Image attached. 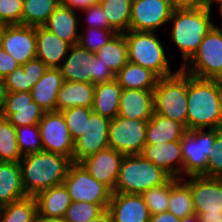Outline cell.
<instances>
[{
  "mask_svg": "<svg viewBox=\"0 0 222 222\" xmlns=\"http://www.w3.org/2000/svg\"><path fill=\"white\" fill-rule=\"evenodd\" d=\"M187 131L222 129V80L187 73Z\"/></svg>",
  "mask_w": 222,
  "mask_h": 222,
  "instance_id": "6da1fadb",
  "label": "cell"
},
{
  "mask_svg": "<svg viewBox=\"0 0 222 222\" xmlns=\"http://www.w3.org/2000/svg\"><path fill=\"white\" fill-rule=\"evenodd\" d=\"M73 160L52 152L41 151L22 156V185L27 196L63 184Z\"/></svg>",
  "mask_w": 222,
  "mask_h": 222,
  "instance_id": "7a4b0ae2",
  "label": "cell"
},
{
  "mask_svg": "<svg viewBox=\"0 0 222 222\" xmlns=\"http://www.w3.org/2000/svg\"><path fill=\"white\" fill-rule=\"evenodd\" d=\"M211 12L206 8H174L169 20L173 22L170 39L182 53V65L196 53L203 38L214 26Z\"/></svg>",
  "mask_w": 222,
  "mask_h": 222,
  "instance_id": "3957f363",
  "label": "cell"
},
{
  "mask_svg": "<svg viewBox=\"0 0 222 222\" xmlns=\"http://www.w3.org/2000/svg\"><path fill=\"white\" fill-rule=\"evenodd\" d=\"M156 32L128 30L124 32L128 48V60L154 72L159 78L175 74L166 56L164 43Z\"/></svg>",
  "mask_w": 222,
  "mask_h": 222,
  "instance_id": "277c9868",
  "label": "cell"
},
{
  "mask_svg": "<svg viewBox=\"0 0 222 222\" xmlns=\"http://www.w3.org/2000/svg\"><path fill=\"white\" fill-rule=\"evenodd\" d=\"M170 176L142 155H124L113 193L142 194Z\"/></svg>",
  "mask_w": 222,
  "mask_h": 222,
  "instance_id": "5b68a950",
  "label": "cell"
},
{
  "mask_svg": "<svg viewBox=\"0 0 222 222\" xmlns=\"http://www.w3.org/2000/svg\"><path fill=\"white\" fill-rule=\"evenodd\" d=\"M154 94V113L182 123L187 129V73L181 68L159 78Z\"/></svg>",
  "mask_w": 222,
  "mask_h": 222,
  "instance_id": "8992f818",
  "label": "cell"
},
{
  "mask_svg": "<svg viewBox=\"0 0 222 222\" xmlns=\"http://www.w3.org/2000/svg\"><path fill=\"white\" fill-rule=\"evenodd\" d=\"M60 71L64 81L87 82L93 85L113 81L115 74L95 53L79 44L72 45Z\"/></svg>",
  "mask_w": 222,
  "mask_h": 222,
  "instance_id": "52a82bcc",
  "label": "cell"
},
{
  "mask_svg": "<svg viewBox=\"0 0 222 222\" xmlns=\"http://www.w3.org/2000/svg\"><path fill=\"white\" fill-rule=\"evenodd\" d=\"M180 68L200 79L222 80V30L214 24L196 53Z\"/></svg>",
  "mask_w": 222,
  "mask_h": 222,
  "instance_id": "ba28073f",
  "label": "cell"
},
{
  "mask_svg": "<svg viewBox=\"0 0 222 222\" xmlns=\"http://www.w3.org/2000/svg\"><path fill=\"white\" fill-rule=\"evenodd\" d=\"M182 180L189 186L193 207L200 222L222 219V177L202 175Z\"/></svg>",
  "mask_w": 222,
  "mask_h": 222,
  "instance_id": "9c48e42d",
  "label": "cell"
},
{
  "mask_svg": "<svg viewBox=\"0 0 222 222\" xmlns=\"http://www.w3.org/2000/svg\"><path fill=\"white\" fill-rule=\"evenodd\" d=\"M214 140L215 129H193L185 133L181 139L183 178L207 176L209 153L216 149Z\"/></svg>",
  "mask_w": 222,
  "mask_h": 222,
  "instance_id": "30bf717a",
  "label": "cell"
},
{
  "mask_svg": "<svg viewBox=\"0 0 222 222\" xmlns=\"http://www.w3.org/2000/svg\"><path fill=\"white\" fill-rule=\"evenodd\" d=\"M63 184L74 202L100 204L107 209L113 191L95 180L81 163L73 162Z\"/></svg>",
  "mask_w": 222,
  "mask_h": 222,
  "instance_id": "8fae6325",
  "label": "cell"
},
{
  "mask_svg": "<svg viewBox=\"0 0 222 222\" xmlns=\"http://www.w3.org/2000/svg\"><path fill=\"white\" fill-rule=\"evenodd\" d=\"M146 125V120L116 116L109 124V147L123 155H141L146 144Z\"/></svg>",
  "mask_w": 222,
  "mask_h": 222,
  "instance_id": "7c38bea8",
  "label": "cell"
},
{
  "mask_svg": "<svg viewBox=\"0 0 222 222\" xmlns=\"http://www.w3.org/2000/svg\"><path fill=\"white\" fill-rule=\"evenodd\" d=\"M173 0H132L129 30L155 32L174 10Z\"/></svg>",
  "mask_w": 222,
  "mask_h": 222,
  "instance_id": "4fadbf2b",
  "label": "cell"
},
{
  "mask_svg": "<svg viewBox=\"0 0 222 222\" xmlns=\"http://www.w3.org/2000/svg\"><path fill=\"white\" fill-rule=\"evenodd\" d=\"M38 127L43 151L60 154L73 160L74 141L61 111L45 112Z\"/></svg>",
  "mask_w": 222,
  "mask_h": 222,
  "instance_id": "5bb4252c",
  "label": "cell"
},
{
  "mask_svg": "<svg viewBox=\"0 0 222 222\" xmlns=\"http://www.w3.org/2000/svg\"><path fill=\"white\" fill-rule=\"evenodd\" d=\"M110 119L92 112L85 133L74 141L73 162L80 163L83 159L109 147L108 132Z\"/></svg>",
  "mask_w": 222,
  "mask_h": 222,
  "instance_id": "9a60e30c",
  "label": "cell"
},
{
  "mask_svg": "<svg viewBox=\"0 0 222 222\" xmlns=\"http://www.w3.org/2000/svg\"><path fill=\"white\" fill-rule=\"evenodd\" d=\"M45 111L33 101L31 92H8L0 115L15 127L38 125Z\"/></svg>",
  "mask_w": 222,
  "mask_h": 222,
  "instance_id": "2e32d148",
  "label": "cell"
},
{
  "mask_svg": "<svg viewBox=\"0 0 222 222\" xmlns=\"http://www.w3.org/2000/svg\"><path fill=\"white\" fill-rule=\"evenodd\" d=\"M1 47L20 65L36 58V27L6 25L1 37Z\"/></svg>",
  "mask_w": 222,
  "mask_h": 222,
  "instance_id": "e0dca14e",
  "label": "cell"
},
{
  "mask_svg": "<svg viewBox=\"0 0 222 222\" xmlns=\"http://www.w3.org/2000/svg\"><path fill=\"white\" fill-rule=\"evenodd\" d=\"M123 157L124 155L117 150L107 147L83 159L80 163L95 180L104 183L114 191Z\"/></svg>",
  "mask_w": 222,
  "mask_h": 222,
  "instance_id": "ac0fdd59",
  "label": "cell"
},
{
  "mask_svg": "<svg viewBox=\"0 0 222 222\" xmlns=\"http://www.w3.org/2000/svg\"><path fill=\"white\" fill-rule=\"evenodd\" d=\"M141 155L165 171L171 178H183L181 141L145 144Z\"/></svg>",
  "mask_w": 222,
  "mask_h": 222,
  "instance_id": "d6986e66",
  "label": "cell"
},
{
  "mask_svg": "<svg viewBox=\"0 0 222 222\" xmlns=\"http://www.w3.org/2000/svg\"><path fill=\"white\" fill-rule=\"evenodd\" d=\"M107 210L113 222H149L151 217L141 194L112 193Z\"/></svg>",
  "mask_w": 222,
  "mask_h": 222,
  "instance_id": "ffe728a7",
  "label": "cell"
},
{
  "mask_svg": "<svg viewBox=\"0 0 222 222\" xmlns=\"http://www.w3.org/2000/svg\"><path fill=\"white\" fill-rule=\"evenodd\" d=\"M154 114L152 90L123 89L119 100L118 116L127 119L150 120Z\"/></svg>",
  "mask_w": 222,
  "mask_h": 222,
  "instance_id": "44dd1931",
  "label": "cell"
},
{
  "mask_svg": "<svg viewBox=\"0 0 222 222\" xmlns=\"http://www.w3.org/2000/svg\"><path fill=\"white\" fill-rule=\"evenodd\" d=\"M71 46L43 26H36V57L47 68L59 69Z\"/></svg>",
  "mask_w": 222,
  "mask_h": 222,
  "instance_id": "7402d4cb",
  "label": "cell"
},
{
  "mask_svg": "<svg viewBox=\"0 0 222 222\" xmlns=\"http://www.w3.org/2000/svg\"><path fill=\"white\" fill-rule=\"evenodd\" d=\"M79 14L61 3L51 13L43 27L71 45L78 44L80 34L78 27L82 21Z\"/></svg>",
  "mask_w": 222,
  "mask_h": 222,
  "instance_id": "603a6c76",
  "label": "cell"
},
{
  "mask_svg": "<svg viewBox=\"0 0 222 222\" xmlns=\"http://www.w3.org/2000/svg\"><path fill=\"white\" fill-rule=\"evenodd\" d=\"M63 82L60 69L48 68L30 91L33 101L45 112L56 111L57 95Z\"/></svg>",
  "mask_w": 222,
  "mask_h": 222,
  "instance_id": "cb8c5ba5",
  "label": "cell"
},
{
  "mask_svg": "<svg viewBox=\"0 0 222 222\" xmlns=\"http://www.w3.org/2000/svg\"><path fill=\"white\" fill-rule=\"evenodd\" d=\"M186 132L182 123L154 113L147 121L146 144L181 141Z\"/></svg>",
  "mask_w": 222,
  "mask_h": 222,
  "instance_id": "d4e9b609",
  "label": "cell"
},
{
  "mask_svg": "<svg viewBox=\"0 0 222 222\" xmlns=\"http://www.w3.org/2000/svg\"><path fill=\"white\" fill-rule=\"evenodd\" d=\"M47 69L45 63L37 57L20 65L4 78L8 92H30Z\"/></svg>",
  "mask_w": 222,
  "mask_h": 222,
  "instance_id": "484cf974",
  "label": "cell"
},
{
  "mask_svg": "<svg viewBox=\"0 0 222 222\" xmlns=\"http://www.w3.org/2000/svg\"><path fill=\"white\" fill-rule=\"evenodd\" d=\"M94 90L92 83L64 81L57 95L56 111L77 106L92 108Z\"/></svg>",
  "mask_w": 222,
  "mask_h": 222,
  "instance_id": "4316f807",
  "label": "cell"
},
{
  "mask_svg": "<svg viewBox=\"0 0 222 222\" xmlns=\"http://www.w3.org/2000/svg\"><path fill=\"white\" fill-rule=\"evenodd\" d=\"M19 163L0 162V207L26 197Z\"/></svg>",
  "mask_w": 222,
  "mask_h": 222,
  "instance_id": "83f0119b",
  "label": "cell"
},
{
  "mask_svg": "<svg viewBox=\"0 0 222 222\" xmlns=\"http://www.w3.org/2000/svg\"><path fill=\"white\" fill-rule=\"evenodd\" d=\"M35 199L39 214L58 218L64 217L67 208L72 203L64 184L39 192Z\"/></svg>",
  "mask_w": 222,
  "mask_h": 222,
  "instance_id": "f1b7e54d",
  "label": "cell"
},
{
  "mask_svg": "<svg viewBox=\"0 0 222 222\" xmlns=\"http://www.w3.org/2000/svg\"><path fill=\"white\" fill-rule=\"evenodd\" d=\"M122 88L113 81L95 85L92 111L110 120L118 116Z\"/></svg>",
  "mask_w": 222,
  "mask_h": 222,
  "instance_id": "f546056e",
  "label": "cell"
},
{
  "mask_svg": "<svg viewBox=\"0 0 222 222\" xmlns=\"http://www.w3.org/2000/svg\"><path fill=\"white\" fill-rule=\"evenodd\" d=\"M159 77L151 70L128 62L115 75L122 89L154 90Z\"/></svg>",
  "mask_w": 222,
  "mask_h": 222,
  "instance_id": "4dcf8cb0",
  "label": "cell"
},
{
  "mask_svg": "<svg viewBox=\"0 0 222 222\" xmlns=\"http://www.w3.org/2000/svg\"><path fill=\"white\" fill-rule=\"evenodd\" d=\"M95 55L116 75L129 62L124 34L116 33Z\"/></svg>",
  "mask_w": 222,
  "mask_h": 222,
  "instance_id": "1f68e13d",
  "label": "cell"
},
{
  "mask_svg": "<svg viewBox=\"0 0 222 222\" xmlns=\"http://www.w3.org/2000/svg\"><path fill=\"white\" fill-rule=\"evenodd\" d=\"M168 211L180 219L195 213L189 186L182 179L170 177Z\"/></svg>",
  "mask_w": 222,
  "mask_h": 222,
  "instance_id": "d6a6232c",
  "label": "cell"
},
{
  "mask_svg": "<svg viewBox=\"0 0 222 222\" xmlns=\"http://www.w3.org/2000/svg\"><path fill=\"white\" fill-rule=\"evenodd\" d=\"M35 197L26 196L0 207V222H34L37 214Z\"/></svg>",
  "mask_w": 222,
  "mask_h": 222,
  "instance_id": "836d02e7",
  "label": "cell"
},
{
  "mask_svg": "<svg viewBox=\"0 0 222 222\" xmlns=\"http://www.w3.org/2000/svg\"><path fill=\"white\" fill-rule=\"evenodd\" d=\"M61 0H23L22 25L43 26Z\"/></svg>",
  "mask_w": 222,
  "mask_h": 222,
  "instance_id": "e575fe53",
  "label": "cell"
},
{
  "mask_svg": "<svg viewBox=\"0 0 222 222\" xmlns=\"http://www.w3.org/2000/svg\"><path fill=\"white\" fill-rule=\"evenodd\" d=\"M109 25L117 32L129 30L132 0H99Z\"/></svg>",
  "mask_w": 222,
  "mask_h": 222,
  "instance_id": "d590c367",
  "label": "cell"
},
{
  "mask_svg": "<svg viewBox=\"0 0 222 222\" xmlns=\"http://www.w3.org/2000/svg\"><path fill=\"white\" fill-rule=\"evenodd\" d=\"M21 159L16 128L7 118L0 116V162L19 163Z\"/></svg>",
  "mask_w": 222,
  "mask_h": 222,
  "instance_id": "8d00e7d4",
  "label": "cell"
},
{
  "mask_svg": "<svg viewBox=\"0 0 222 222\" xmlns=\"http://www.w3.org/2000/svg\"><path fill=\"white\" fill-rule=\"evenodd\" d=\"M16 138L22 156L43 151L38 125L17 127Z\"/></svg>",
  "mask_w": 222,
  "mask_h": 222,
  "instance_id": "74e56055",
  "label": "cell"
},
{
  "mask_svg": "<svg viewBox=\"0 0 222 222\" xmlns=\"http://www.w3.org/2000/svg\"><path fill=\"white\" fill-rule=\"evenodd\" d=\"M92 112V108L81 106L70 107L61 111L73 141L85 133L87 121Z\"/></svg>",
  "mask_w": 222,
  "mask_h": 222,
  "instance_id": "f35d334b",
  "label": "cell"
},
{
  "mask_svg": "<svg viewBox=\"0 0 222 222\" xmlns=\"http://www.w3.org/2000/svg\"><path fill=\"white\" fill-rule=\"evenodd\" d=\"M141 195L151 215L168 211L170 178L164 184L152 187Z\"/></svg>",
  "mask_w": 222,
  "mask_h": 222,
  "instance_id": "ab89813d",
  "label": "cell"
},
{
  "mask_svg": "<svg viewBox=\"0 0 222 222\" xmlns=\"http://www.w3.org/2000/svg\"><path fill=\"white\" fill-rule=\"evenodd\" d=\"M104 210L100 204L72 201L63 219L66 222H89Z\"/></svg>",
  "mask_w": 222,
  "mask_h": 222,
  "instance_id": "60d3db41",
  "label": "cell"
},
{
  "mask_svg": "<svg viewBox=\"0 0 222 222\" xmlns=\"http://www.w3.org/2000/svg\"><path fill=\"white\" fill-rule=\"evenodd\" d=\"M85 32L87 33L79 34L78 44L93 53H96L117 33L115 30L100 28H86Z\"/></svg>",
  "mask_w": 222,
  "mask_h": 222,
  "instance_id": "b9f144b4",
  "label": "cell"
},
{
  "mask_svg": "<svg viewBox=\"0 0 222 222\" xmlns=\"http://www.w3.org/2000/svg\"><path fill=\"white\" fill-rule=\"evenodd\" d=\"M23 0H0V23L22 25Z\"/></svg>",
  "mask_w": 222,
  "mask_h": 222,
  "instance_id": "7bdbcfd3",
  "label": "cell"
},
{
  "mask_svg": "<svg viewBox=\"0 0 222 222\" xmlns=\"http://www.w3.org/2000/svg\"><path fill=\"white\" fill-rule=\"evenodd\" d=\"M212 153H209L207 163V177H222V129H215Z\"/></svg>",
  "mask_w": 222,
  "mask_h": 222,
  "instance_id": "ee69618b",
  "label": "cell"
},
{
  "mask_svg": "<svg viewBox=\"0 0 222 222\" xmlns=\"http://www.w3.org/2000/svg\"><path fill=\"white\" fill-rule=\"evenodd\" d=\"M79 13L85 14L84 23H86L84 28H100L114 30L108 22L107 16H105L104 11L100 3L92 5L88 9L80 11ZM88 24V25H87Z\"/></svg>",
  "mask_w": 222,
  "mask_h": 222,
  "instance_id": "f6af8a7d",
  "label": "cell"
},
{
  "mask_svg": "<svg viewBox=\"0 0 222 222\" xmlns=\"http://www.w3.org/2000/svg\"><path fill=\"white\" fill-rule=\"evenodd\" d=\"M19 66L20 64L10 54L0 47V77L5 78Z\"/></svg>",
  "mask_w": 222,
  "mask_h": 222,
  "instance_id": "bcb514c9",
  "label": "cell"
},
{
  "mask_svg": "<svg viewBox=\"0 0 222 222\" xmlns=\"http://www.w3.org/2000/svg\"><path fill=\"white\" fill-rule=\"evenodd\" d=\"M61 3L73 11L80 12L99 3V0H61Z\"/></svg>",
  "mask_w": 222,
  "mask_h": 222,
  "instance_id": "7dc6e473",
  "label": "cell"
},
{
  "mask_svg": "<svg viewBox=\"0 0 222 222\" xmlns=\"http://www.w3.org/2000/svg\"><path fill=\"white\" fill-rule=\"evenodd\" d=\"M176 8H205V0H173Z\"/></svg>",
  "mask_w": 222,
  "mask_h": 222,
  "instance_id": "c3c4849f",
  "label": "cell"
},
{
  "mask_svg": "<svg viewBox=\"0 0 222 222\" xmlns=\"http://www.w3.org/2000/svg\"><path fill=\"white\" fill-rule=\"evenodd\" d=\"M149 222H181V219L176 217L173 213L165 211L151 215Z\"/></svg>",
  "mask_w": 222,
  "mask_h": 222,
  "instance_id": "681fc988",
  "label": "cell"
},
{
  "mask_svg": "<svg viewBox=\"0 0 222 222\" xmlns=\"http://www.w3.org/2000/svg\"><path fill=\"white\" fill-rule=\"evenodd\" d=\"M7 94H8V90H7V86L5 85L4 78L0 77V113L4 107Z\"/></svg>",
  "mask_w": 222,
  "mask_h": 222,
  "instance_id": "f907efd6",
  "label": "cell"
},
{
  "mask_svg": "<svg viewBox=\"0 0 222 222\" xmlns=\"http://www.w3.org/2000/svg\"><path fill=\"white\" fill-rule=\"evenodd\" d=\"M34 222H66L63 218L49 217L37 212Z\"/></svg>",
  "mask_w": 222,
  "mask_h": 222,
  "instance_id": "816d5d0a",
  "label": "cell"
},
{
  "mask_svg": "<svg viewBox=\"0 0 222 222\" xmlns=\"http://www.w3.org/2000/svg\"><path fill=\"white\" fill-rule=\"evenodd\" d=\"M89 222H113L112 216L107 209Z\"/></svg>",
  "mask_w": 222,
  "mask_h": 222,
  "instance_id": "f5cc1de1",
  "label": "cell"
},
{
  "mask_svg": "<svg viewBox=\"0 0 222 222\" xmlns=\"http://www.w3.org/2000/svg\"><path fill=\"white\" fill-rule=\"evenodd\" d=\"M181 222H200V221L198 215L196 213H193L181 219Z\"/></svg>",
  "mask_w": 222,
  "mask_h": 222,
  "instance_id": "db71d44e",
  "label": "cell"
},
{
  "mask_svg": "<svg viewBox=\"0 0 222 222\" xmlns=\"http://www.w3.org/2000/svg\"><path fill=\"white\" fill-rule=\"evenodd\" d=\"M222 2V0H205V8L207 10H212V6H215V5H219L220 3ZM215 5H214V4ZM213 4V5H212Z\"/></svg>",
  "mask_w": 222,
  "mask_h": 222,
  "instance_id": "11a10c76",
  "label": "cell"
},
{
  "mask_svg": "<svg viewBox=\"0 0 222 222\" xmlns=\"http://www.w3.org/2000/svg\"><path fill=\"white\" fill-rule=\"evenodd\" d=\"M5 26L4 24L0 23V47H1V37H2V33L5 29Z\"/></svg>",
  "mask_w": 222,
  "mask_h": 222,
  "instance_id": "9f6ffc18",
  "label": "cell"
},
{
  "mask_svg": "<svg viewBox=\"0 0 222 222\" xmlns=\"http://www.w3.org/2000/svg\"><path fill=\"white\" fill-rule=\"evenodd\" d=\"M217 6L219 7L218 10L220 11L219 13L221 14V17H222V2ZM219 25L220 26L222 25V20H221V24H219Z\"/></svg>",
  "mask_w": 222,
  "mask_h": 222,
  "instance_id": "6f0895ef",
  "label": "cell"
},
{
  "mask_svg": "<svg viewBox=\"0 0 222 222\" xmlns=\"http://www.w3.org/2000/svg\"><path fill=\"white\" fill-rule=\"evenodd\" d=\"M212 222H222V219H219V220H217V221H212Z\"/></svg>",
  "mask_w": 222,
  "mask_h": 222,
  "instance_id": "680465c9",
  "label": "cell"
}]
</instances>
